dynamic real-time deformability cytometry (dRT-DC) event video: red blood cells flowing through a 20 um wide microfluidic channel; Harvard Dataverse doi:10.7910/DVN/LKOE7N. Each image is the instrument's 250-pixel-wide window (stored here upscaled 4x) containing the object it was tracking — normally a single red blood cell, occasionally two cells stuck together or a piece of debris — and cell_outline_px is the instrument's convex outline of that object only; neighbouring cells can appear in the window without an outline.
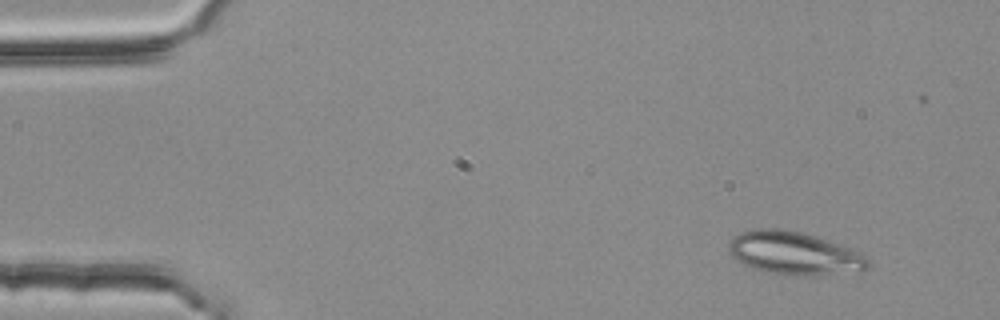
{"species": "common noctule bat (a hibernating species)", "species_latin": "Nyctalus noctula", "temperature_condition": "room temperature", "stored_images_in_passage": 49, "camera_frame_rate_fps": 3000, "um_per_image_px": 0.085, "animal": {"sex": "female", "body_mass_g": 25.1}, "frame": {"image": 1, "passage_image": 1, "time_ms": 0.0, "image_size_px": [1000, 320], "cell_outline_px": [[872, 264], [868, 268], [860, 272], [816, 276], [784, 276], [752, 268], [736, 260], [728, 252], [728, 244], [732, 236], [740, 232], [756, 228], [784, 228], [804, 232], [852, 248], [860, 252]], "centroid_in_image_um": [67.52, 21.53], "position_along_channel_um": 17.5, "area_um2": 35.95}}
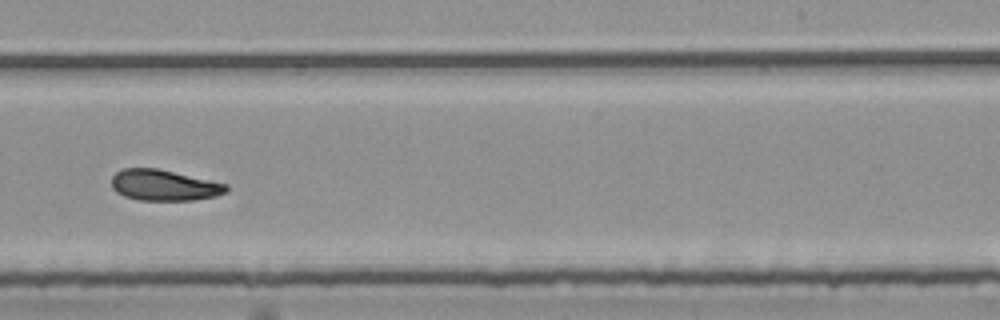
{"frame": {"image": 2, "passage_image": 30, "time_ms": 9.667, "image_size_px": [1000, 320], "cell_outline_px": [[228, 192], [216, 196], [192, 200], [140, 200], [124, 196], [116, 192], [112, 188], [112, 176], [116, 172], [124, 168], [156, 168], [228, 184]], "centroid_in_image_um": [13.94, 15.75], "position_along_channel_um": 275.1, "area_um2": 20.63}}
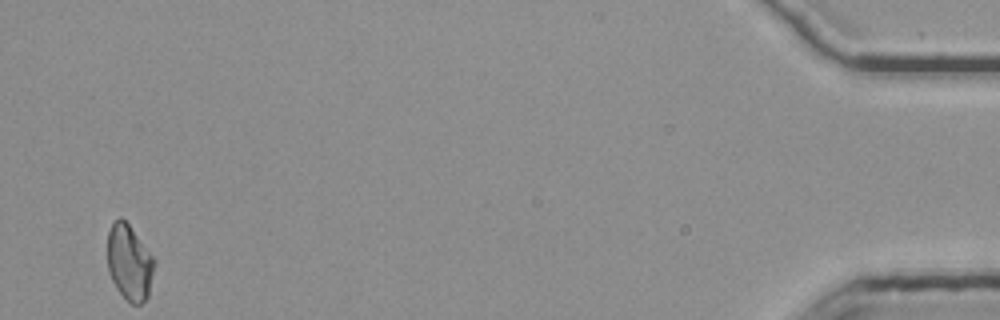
{"frame": {"image": 3, "passage_image": 49, "time_ms": 16.0, "image_size_px": [1000, 320], "cell_outline_px": [[156, 264], [148, 296], [140, 304], [132, 304], [116, 288], [108, 272], [108, 232], [112, 224], [120, 216], [128, 224], [156, 260]], "centroid_in_image_um": [11.01, 22.32], "position_along_channel_um": 424.2, "area_um2": 20.52}, "authors_computed_cell_mechanics": {"area_um2": 21.1548, "velocity_mm_per_s": 3.7492, "shape_relaxation_time_tau1_ms": 11.138, "shape_relaxation_time_tau2_ms": null, "deformation_change_tau1": 0.2346, "deformation_change_tau2": null}}